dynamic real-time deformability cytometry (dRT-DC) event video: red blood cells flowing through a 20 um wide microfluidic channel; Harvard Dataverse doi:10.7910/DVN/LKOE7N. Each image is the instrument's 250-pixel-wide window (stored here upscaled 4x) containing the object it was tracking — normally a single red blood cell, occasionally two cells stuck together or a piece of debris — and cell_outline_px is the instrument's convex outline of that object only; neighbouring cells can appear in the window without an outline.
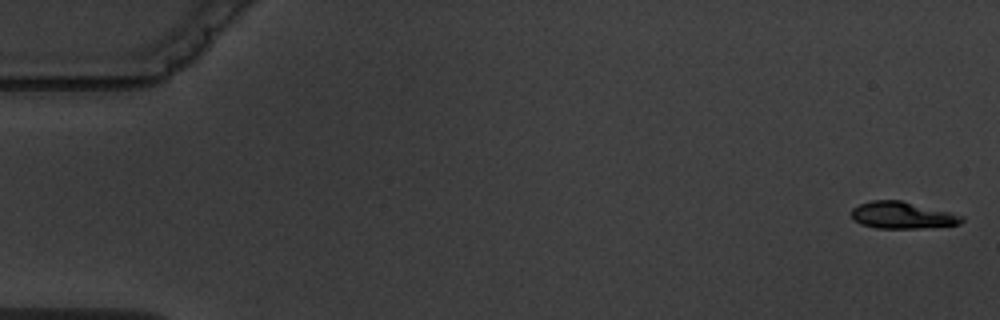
{"species": "common noctule bat (a hibernating species)", "species_latin": "Nyctalus noctula", "temperature_condition": "warm", "stored_images_in_passage": 10, "camera_frame_rate_fps": 3000, "um_per_image_px": 0.085, "animal": {"sex": "male", "body_mass_g": 19.5, "forearm_length_mm": 54.6}, "frame": {"image": 1, "passage_image": 1, "time_ms": 0.0, "image_size_px": [1000, 320], "cell_outline_px": [[964, 220], [960, 224], [920, 228], [876, 228], [860, 224], [852, 220], [852, 208], [860, 204], [872, 200], [900, 200], [964, 216]], "centroid_in_image_um": [76.65, 18.3], "position_along_channel_um": 8.3, "area_um2": 17.11}}
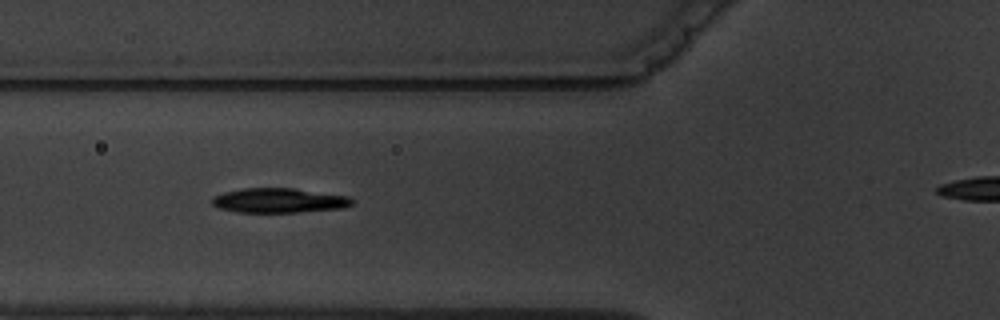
{"frame": {"image": 2, "passage_image": 7, "time_ms": 6.667, "image_size_px": [1000, 320], "cell_outline_px": [[352, 204], [344, 208], [296, 212], [236, 212], [216, 208], [212, 204], [212, 196], [224, 192], [244, 188], [292, 188], [348, 196], [352, 200]], "centroid_in_image_um": [23.66, 17.04], "position_along_channel_um": 102.1, "area_um2": 20.06}}